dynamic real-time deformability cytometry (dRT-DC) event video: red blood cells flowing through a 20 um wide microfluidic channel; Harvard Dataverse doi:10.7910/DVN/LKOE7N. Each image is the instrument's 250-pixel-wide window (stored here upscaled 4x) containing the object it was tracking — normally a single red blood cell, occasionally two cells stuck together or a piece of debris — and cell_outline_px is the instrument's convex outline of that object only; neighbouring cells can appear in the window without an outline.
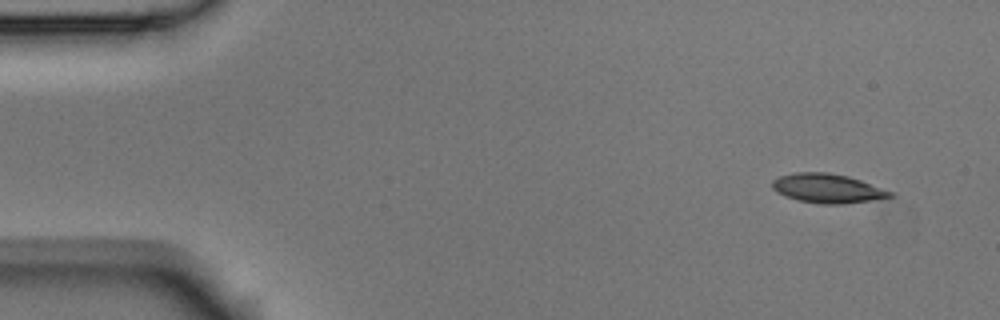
{"species": "Egyptian fruit bat (a non-hibernating species)", "species_latin": "Rousettus aegyptiacus", "temperature_condition": "room temperature", "stored_images_in_passage": 4, "camera_frame_rate_fps": 3000, "um_per_image_px": 0.085, "animal": {"sex": "male"}, "frame": {"image": 1, "passage_image": 1, "time_ms": 0.0, "image_size_px": [1000, 320], "cell_outline_px": [[896, 192], [892, 196], [872, 200], [840, 204], [820, 204], [796, 200], [784, 196], [776, 192], [772, 188], [772, 180], [780, 176], [796, 172], [828, 172], [848, 176]], "centroid_in_image_um": [70.32, 16.01], "position_along_channel_um": 14.7, "area_um2": 20.17}}
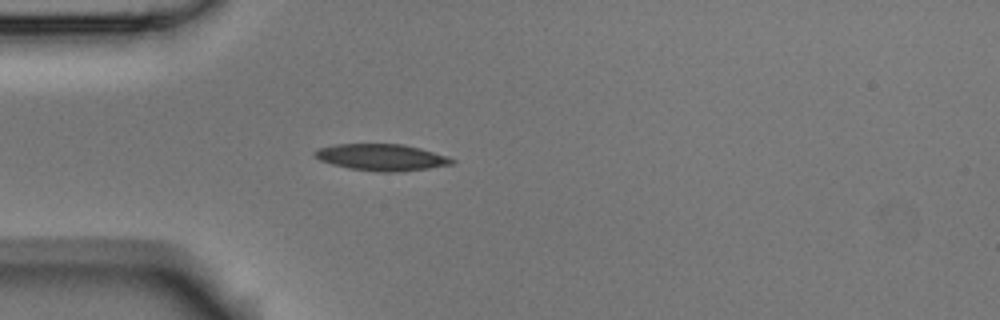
{"frame": {"image": 2, "passage_image": 4, "time_ms": 1.0, "image_size_px": [1000, 320], "cell_outline_px": [[456, 160], [452, 164], [428, 168], [396, 172], [380, 172], [348, 168], [332, 164], [320, 160], [312, 152], [316, 148], [336, 144], [404, 144], [420, 148], [448, 156]], "centroid_in_image_um": [32.42, 13.36], "position_along_channel_um": 52.6, "area_um2": 21.27}}